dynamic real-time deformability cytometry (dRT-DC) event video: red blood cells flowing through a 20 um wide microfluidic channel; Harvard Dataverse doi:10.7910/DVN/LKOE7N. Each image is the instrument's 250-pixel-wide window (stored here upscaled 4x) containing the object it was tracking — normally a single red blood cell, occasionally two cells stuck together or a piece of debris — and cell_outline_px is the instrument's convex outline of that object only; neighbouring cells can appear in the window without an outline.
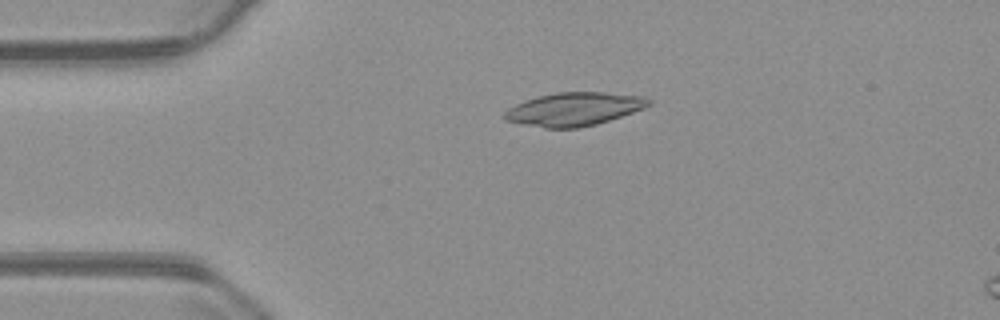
{"species": "common noctule bat (a hibernating species)", "species_latin": "Nyctalus noctula", "temperature_condition": "warm", "stored_images_in_passage": 13, "camera_frame_rate_fps": 3000, "um_per_image_px": 0.085, "animal": {"sex": "male", "body_mass_g": 23.1, "forearm_length_mm": 52.7}, "frame": {"image": 1, "passage_image": 8, "time_ms": 2.333, "image_size_px": [1000, 320], "cell_outline_px": [[652, 104], [644, 108], [596, 124], [576, 128], [544, 128], [504, 120], [500, 116], [508, 108], [524, 100], [536, 96], [556, 92], [604, 92], [644, 96], [652, 100]], "centroid_in_image_um": [48.76, 9.26], "position_along_channel_um": 36.2, "area_um2": 28.09}}